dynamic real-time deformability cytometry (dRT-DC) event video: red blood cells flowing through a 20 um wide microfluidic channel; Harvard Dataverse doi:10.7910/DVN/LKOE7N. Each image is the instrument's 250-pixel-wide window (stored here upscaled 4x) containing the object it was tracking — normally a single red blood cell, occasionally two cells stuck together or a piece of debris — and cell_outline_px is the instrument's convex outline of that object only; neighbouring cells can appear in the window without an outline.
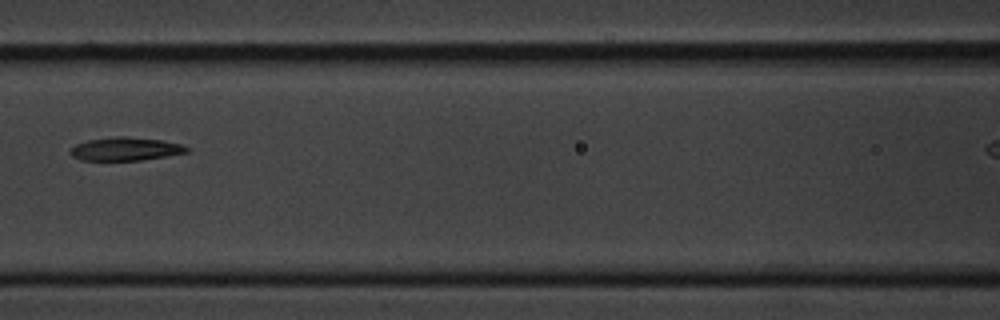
{"species": "common noctule bat (a hibernating species)", "species_latin": "Nyctalus noctula", "temperature_condition": "cold", "stored_images_in_passage": 4, "segment_of_instrument_passage": [1, 2], "camera_frame_rate_fps": 3000, "um_per_image_px": 0.085, "animal": {"sex": "male", "body_mass_g": 20.1, "forearm_length_mm": 53.5}, "frame": {"image": 1, "passage_image": 3, "time_ms": 2.333, "image_size_px": [1000, 320], "cell_outline_px": [[188, 152], [140, 160], [80, 160], [72, 156], [68, 152], [76, 144], [88, 140], [116, 136], [124, 136], [160, 140], [180, 144], [188, 148]], "centroid_in_image_um": [10.61, 12.66], "position_along_channel_um": 156.0, "area_um2": 15.55}}